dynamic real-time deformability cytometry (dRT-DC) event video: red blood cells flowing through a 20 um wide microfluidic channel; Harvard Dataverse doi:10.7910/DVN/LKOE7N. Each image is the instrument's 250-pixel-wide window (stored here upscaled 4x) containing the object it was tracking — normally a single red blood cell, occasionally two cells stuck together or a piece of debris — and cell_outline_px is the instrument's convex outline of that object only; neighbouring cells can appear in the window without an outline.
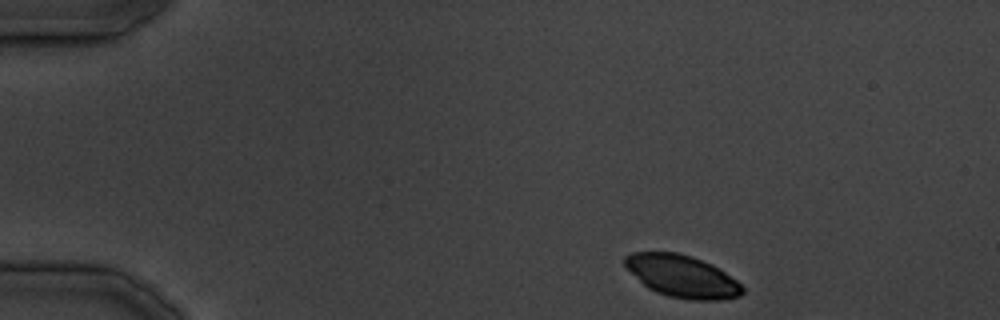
{"species": "common noctule bat (a hibernating species)", "species_latin": "Nyctalus noctula", "temperature_condition": "cold", "stored_images_in_passage": 7, "camera_frame_rate_fps": 3000, "um_per_image_px": 0.085, "animal": {"sex": "male", "body_mass_g": 19.5, "forearm_length_mm": 54.6}, "frame": {"image": 1, "passage_image": 1, "time_ms": 0.0, "image_size_px": [1000, 320], "cell_outline_px": [[744, 292], [740, 296], [720, 300], [688, 300], [668, 296], [656, 292], [648, 288], [624, 264], [624, 256], [632, 252], [676, 252], [692, 256], [712, 264], [736, 280], [744, 288]], "centroid_in_image_um": [58.0, 23.48], "position_along_channel_um": 27.0, "area_um2": 28.78}}